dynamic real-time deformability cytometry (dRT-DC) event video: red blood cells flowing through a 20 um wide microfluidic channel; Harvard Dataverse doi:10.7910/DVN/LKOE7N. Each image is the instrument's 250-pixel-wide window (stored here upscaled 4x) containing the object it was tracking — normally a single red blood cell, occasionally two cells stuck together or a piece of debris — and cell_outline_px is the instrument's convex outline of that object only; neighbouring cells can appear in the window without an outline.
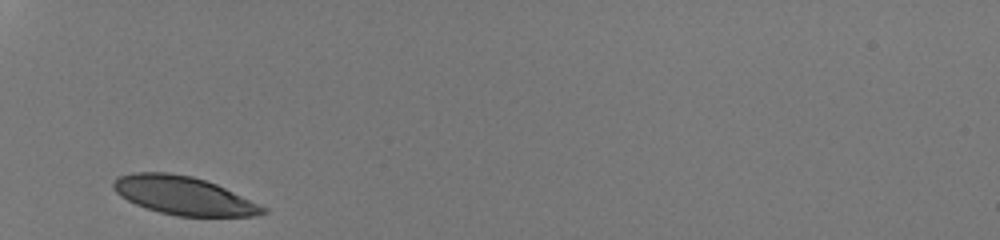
{"species": "human", "species_latin": "Homo sapiens", "temperature_condition": "room temperature", "stored_images_in_passage": 26, "camera_frame_rate_fps": 3000, "um_per_image_px": 0.085, "donor": {"sex": "male"}, "frame": {"image": 1, "passage_image": 1, "time_ms": 0.0, "image_size_px": [1000, 240], "cell_outline_px": [[268, 212], [256, 216], [176, 216], [160, 212], [136, 204], [120, 196], [112, 188], [112, 180], [120, 176], [132, 172], [168, 172], [192, 176], [216, 184], [268, 208]], "centroid_in_image_um": [15.59, 16.62], "position_along_channel_um": 69.4, "area_um2": 33.29}}
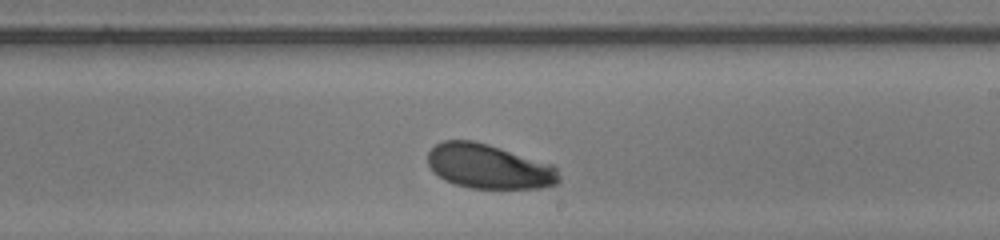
{"frame": {"image": 2, "passage_image": 15, "time_ms": 4.667, "image_size_px": [1000, 240], "cell_outline_px": [[560, 180], [556, 184], [540, 188], [472, 188], [456, 184], [444, 180], [432, 172], [428, 164], [428, 152], [436, 144], [444, 140], [472, 140], [488, 144], [552, 164], [556, 168], [560, 176]], "centroid_in_image_um": [41.54, 14.15], "position_along_channel_um": 247.5, "area_um2": 34.04}}
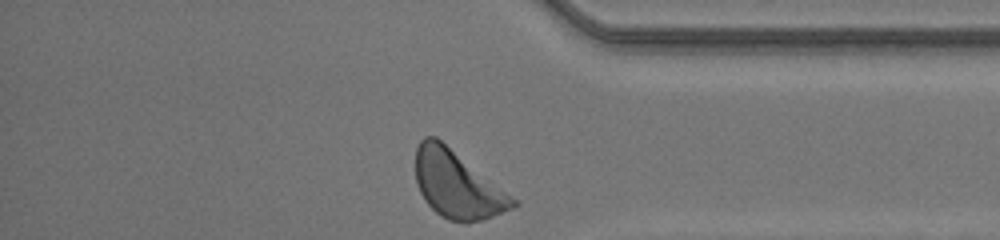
{"frame": {"image": 3, "passage_image": 26, "time_ms": 8.333, "image_size_px": [1000, 240], "cell_outline_px": [[520, 204], [512, 208], [492, 216], [468, 224], [448, 220], [440, 216], [424, 200], [416, 184], [416, 148], [420, 140], [424, 136], [436, 136], [520, 200]], "centroid_in_image_um": [38.89, 15.69], "position_along_channel_um": 396.3, "area_um2": 38.61}, "authors_computed_cell_mechanics": {"area_um2": 34.7378, "velocity_mm_per_s": 4.1574, "shape_relaxation_time_tau1_ms": 3.1546, "shape_relaxation_time_tau2_ms": null, "deformation_change_tau1": 0.147, "deformation_change_tau2": null}}